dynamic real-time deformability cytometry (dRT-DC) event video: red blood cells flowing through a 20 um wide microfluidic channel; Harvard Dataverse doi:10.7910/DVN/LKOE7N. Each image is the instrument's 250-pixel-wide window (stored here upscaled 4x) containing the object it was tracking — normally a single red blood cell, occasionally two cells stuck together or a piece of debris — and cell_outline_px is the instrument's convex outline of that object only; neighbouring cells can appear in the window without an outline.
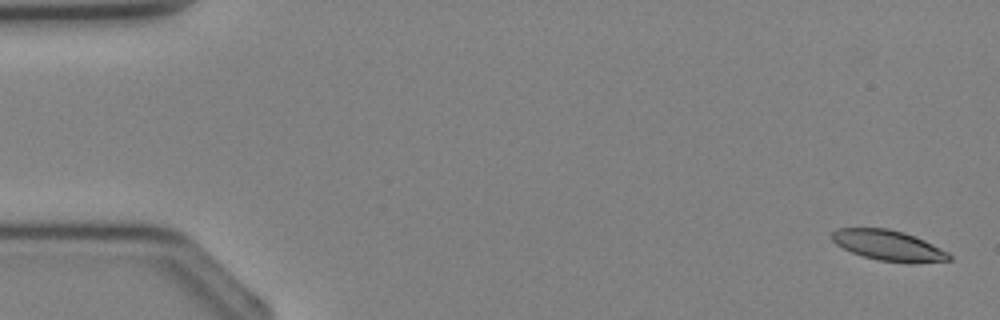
{"species": "Egyptian fruit bat (a non-hibernating species)", "species_latin": "Rousettus aegyptiacus", "temperature_condition": "cold", "stored_images_in_passage": 4, "camera_frame_rate_fps": 3000, "um_per_image_px": 0.085, "animal": {"sex": "female"}, "frame": {"image": 1, "passage_image": 1, "time_ms": 0.0, "image_size_px": [1000, 320], "cell_outline_px": [[952, 260], [912, 264], [880, 260], [864, 256], [852, 252], [836, 244], [832, 240], [832, 232], [836, 228], [888, 228], [904, 232], [924, 240], [948, 252], [952, 256]], "centroid_in_image_um": [75.55, 20.87], "position_along_channel_um": 9.4, "area_um2": 20.81}}
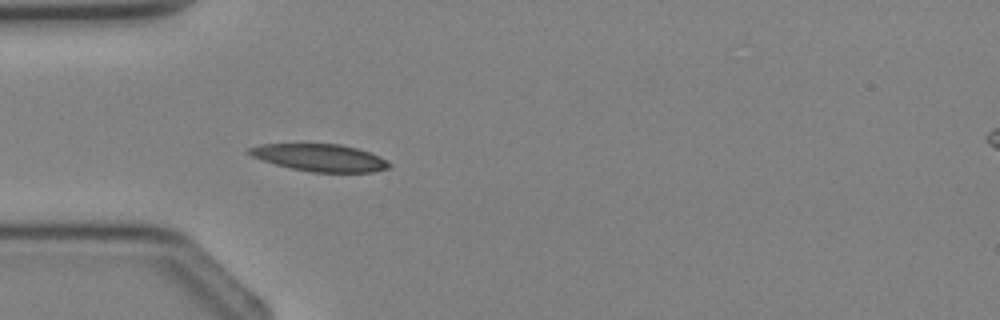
{"frame": {"image": 2, "passage_image": 4, "time_ms": 3.333, "image_size_px": [1000, 320], "cell_outline_px": [[392, 164], [388, 168], [372, 172], [312, 172], [292, 168], [276, 164], [252, 156], [248, 152], [248, 148], [260, 144], [340, 144], [356, 148], [380, 156], [388, 160]], "centroid_in_image_um": [27.23, 13.4], "position_along_channel_um": 57.8, "area_um2": 22.02}}